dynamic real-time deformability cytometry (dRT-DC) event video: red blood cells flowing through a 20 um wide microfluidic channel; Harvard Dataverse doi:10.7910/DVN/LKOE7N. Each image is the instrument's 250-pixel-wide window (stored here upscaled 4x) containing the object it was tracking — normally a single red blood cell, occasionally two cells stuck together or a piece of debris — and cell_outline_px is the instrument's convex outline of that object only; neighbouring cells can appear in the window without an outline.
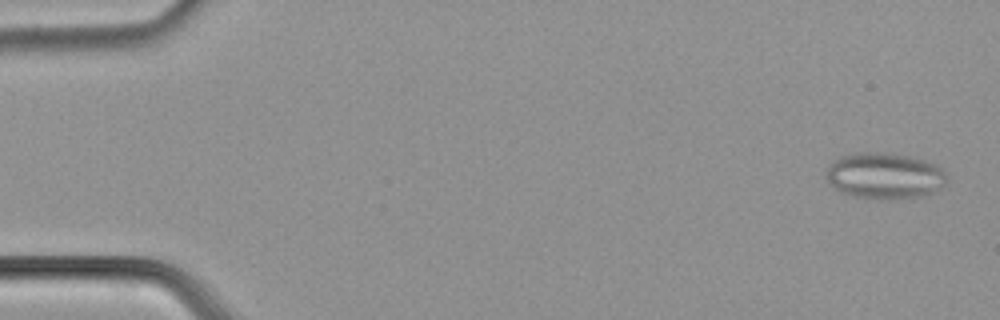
{"species": "common noctule bat (a hibernating species)", "species_latin": "Nyctalus noctula", "temperature_condition": "cold", "stored_images_in_passage": 55, "segment_of_instrument_passage": [1, 2], "camera_frame_rate_fps": 3000, "um_per_image_px": 0.085, "animal": {"sex": "male", "body_mass_g": 21.5, "forearm_length_mm": 52.0}, "frame": {"image": 1, "passage_image": 2, "time_ms": 0.333, "image_size_px": [1000, 320], "cell_outline_px": [[948, 180], [940, 188], [924, 196], [852, 196], [840, 192], [828, 180], [824, 172], [828, 164], [840, 156], [860, 152], [896, 152], [912, 156], [936, 164], [948, 176]], "centroid_in_image_um": [75.18, 14.87], "position_along_channel_um": 9.8, "area_um2": 32.02}}